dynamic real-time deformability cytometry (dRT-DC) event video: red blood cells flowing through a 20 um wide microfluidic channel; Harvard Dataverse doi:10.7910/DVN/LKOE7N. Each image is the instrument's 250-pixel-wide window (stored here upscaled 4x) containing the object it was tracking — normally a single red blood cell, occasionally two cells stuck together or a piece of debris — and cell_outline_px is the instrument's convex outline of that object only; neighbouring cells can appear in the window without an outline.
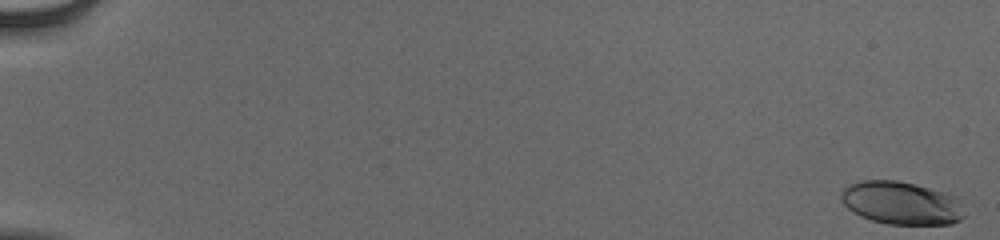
{"species": "human", "species_latin": "Homo sapiens", "temperature_condition": "cold", "stored_images_in_passage": 55, "camera_frame_rate_fps": 3000, "um_per_image_px": 0.085, "donor": {"sex": "male"}, "frame": {"image": 1, "passage_image": 1, "time_ms": 0.0, "image_size_px": [1000, 240], "cell_outline_px": [[964, 216], [960, 220], [952, 224], [888, 224], [872, 220], [860, 216], [852, 212], [840, 200], [840, 192], [848, 184], [860, 180], [896, 180], [916, 184], [956, 196]], "centroid_in_image_um": [76.56, 17.25], "position_along_channel_um": 8.4, "area_um2": 30.92}}
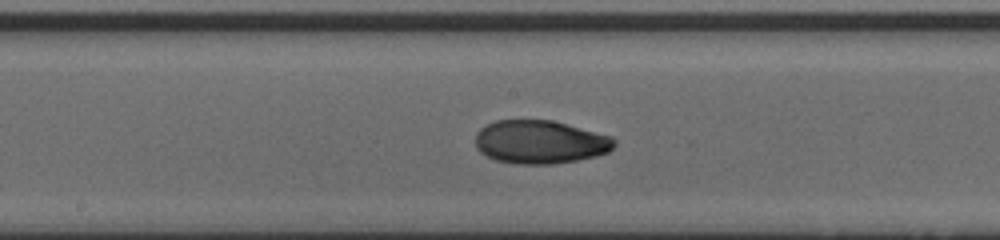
{"frame": {"image": 2, "passage_image": 32, "time_ms": 10.333, "image_size_px": [1000, 240], "cell_outline_px": [[616, 144], [608, 152], [596, 156], [576, 160], [552, 164], [516, 164], [496, 160], [480, 152], [476, 148], [476, 132], [484, 124], [496, 120], [552, 120], [612, 136], [616, 140]], "centroid_in_image_um": [45.9, 12.06], "position_along_channel_um": 202.3, "area_um2": 35.26}}
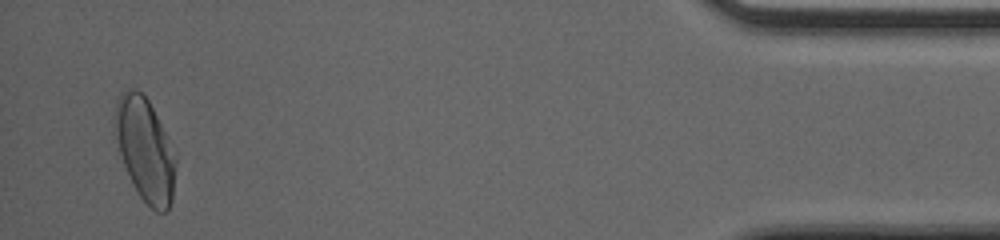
{"frame": {"image": 3, "passage_image": 54, "time_ms": 17.667, "image_size_px": [1000, 240], "cell_outline_px": [[176, 168], [172, 200], [168, 208], [164, 212], [156, 212], [140, 196], [132, 184], [124, 164], [112, 132], [112, 116], [116, 100], [120, 92], [128, 88], [136, 88], [148, 100], [176, 152]], "centroid_in_image_um": [12.29, 12.66], "position_along_channel_um": 422.9, "area_um2": 37.17}, "authors_computed_cell_mechanics": {"area_um2": 34.2754, "velocity_mm_per_s": 3.9081, "shape_relaxation_time_tau1_ms": 4.7492, "shape_relaxation_time_tau2_ms": 1.9881, "deformation_change_tau1": 0.1909, "deformation_change_tau2": 0.046}}